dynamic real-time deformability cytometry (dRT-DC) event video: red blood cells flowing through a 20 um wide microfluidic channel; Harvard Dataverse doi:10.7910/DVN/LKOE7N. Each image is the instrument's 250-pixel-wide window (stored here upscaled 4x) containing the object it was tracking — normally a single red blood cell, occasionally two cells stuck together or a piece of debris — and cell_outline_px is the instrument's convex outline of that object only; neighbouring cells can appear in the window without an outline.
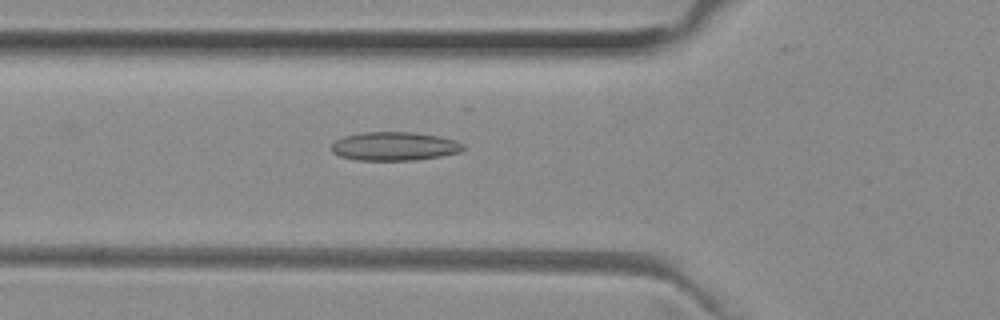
{"species": "common noctule bat (a hibernating species)", "species_latin": "Nyctalus noctula", "temperature_condition": "room temperature", "stored_images_in_passage": 50, "camera_frame_rate_fps": 3000, "um_per_image_px": 0.085, "animal": {"sex": "female", "body_mass_g": 29.2, "forearm_length_mm": 56.3}, "frame": {"image": 1, "passage_image": 17, "time_ms": 5.333, "image_size_px": [1000, 320], "cell_outline_px": [[464, 148], [460, 152], [440, 156], [416, 160], [356, 160], [340, 156], [332, 152], [332, 144], [336, 140], [344, 136], [360, 132], [412, 132], [440, 136], [456, 140], [464, 144]], "centroid_in_image_um": [33.53, 12.43], "position_along_channel_um": 92.3, "area_um2": 22.08}}
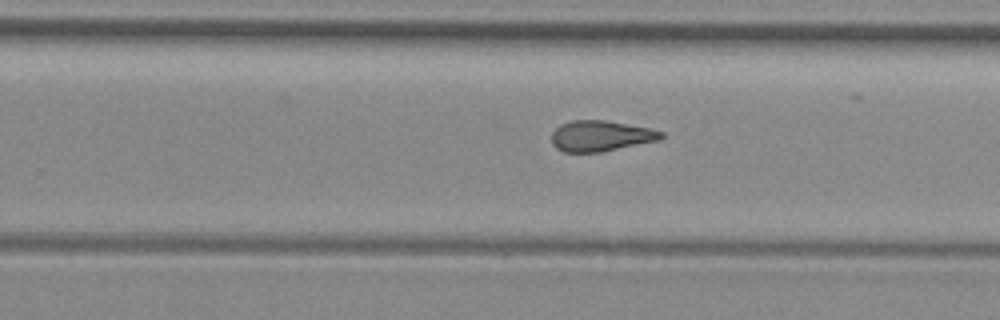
{"frame": {"image": 2, "passage_image": 31, "time_ms": 10.0, "image_size_px": [1000, 320], "cell_outline_px": [[664, 136], [660, 140], [600, 152], [564, 152], [556, 148], [552, 144], [552, 132], [560, 124], [572, 120], [604, 120], [648, 128], [664, 132]], "centroid_in_image_um": [51.04, 11.55], "position_along_channel_um": 278.8, "area_um2": 19.54}}
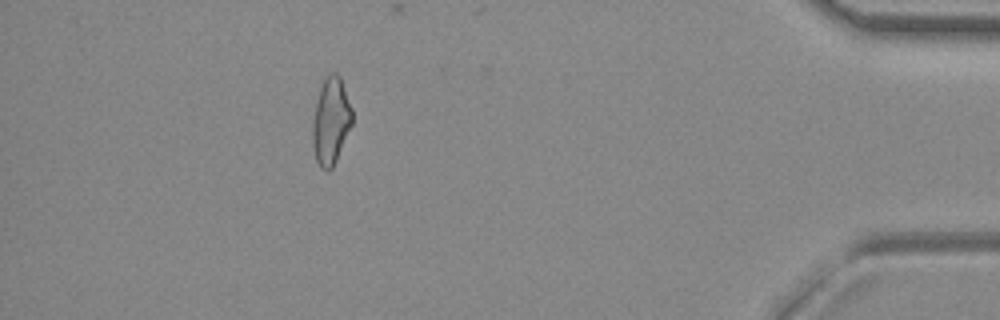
{"frame": {"image": 3, "passage_image": 45, "time_ms": 14.667, "image_size_px": [1000, 320], "cell_outline_px": [[352, 124], [336, 160], [332, 168], [328, 172], [320, 168], [316, 160], [312, 144], [312, 120], [320, 88], [328, 72], [336, 72], [340, 76], [352, 108]], "centroid_in_image_um": [28.11, 10.29], "position_along_channel_um": 407.1, "area_um2": 20.11}, "authors_computed_cell_mechanics": {"area_um2": 20.4323, "velocity_mm_per_s": 3.9992, "shape_relaxation_time_tau1_ms": null, "shape_relaxation_time_tau2_ms": 3.1227, "deformation_change_tau1": null, "deformation_change_tau2": 0.1156}}